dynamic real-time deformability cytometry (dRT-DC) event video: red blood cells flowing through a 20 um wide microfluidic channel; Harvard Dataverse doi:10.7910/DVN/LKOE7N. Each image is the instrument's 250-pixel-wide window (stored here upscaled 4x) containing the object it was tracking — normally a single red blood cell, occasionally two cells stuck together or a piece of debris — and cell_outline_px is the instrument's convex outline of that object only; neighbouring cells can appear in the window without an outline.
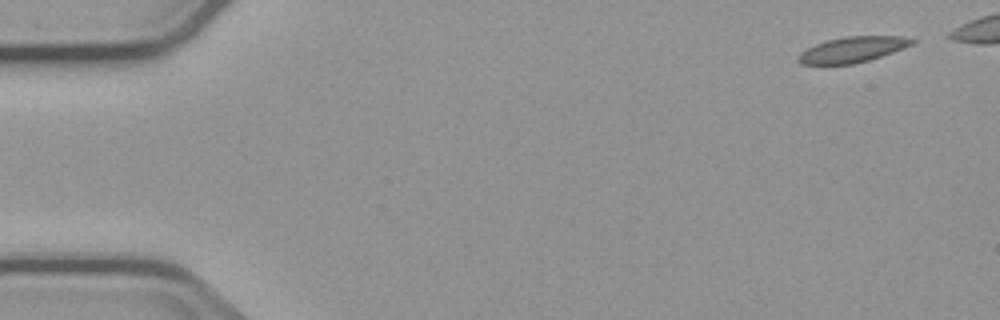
{"species": "common noctule bat (a hibernating species)", "species_latin": "Nyctalus noctula", "temperature_condition": "cold", "stored_images_in_passage": 5, "camera_frame_rate_fps": 3000, "um_per_image_px": 0.085, "animal": {"sex": "male", "body_mass_g": 23.1, "forearm_length_mm": 52.7}, "frame": {"image": 1, "passage_image": 1, "time_ms": 0.0, "image_size_px": [1000, 320], "cell_outline_px": [[916, 40], [912, 44], [904, 48], [868, 60], [852, 64], [800, 64], [796, 60], [796, 56], [800, 52], [816, 44], [828, 40], [844, 36], [904, 36]], "centroid_in_image_um": [72.43, 4.21], "position_along_channel_um": 12.6, "area_um2": 16.88}}